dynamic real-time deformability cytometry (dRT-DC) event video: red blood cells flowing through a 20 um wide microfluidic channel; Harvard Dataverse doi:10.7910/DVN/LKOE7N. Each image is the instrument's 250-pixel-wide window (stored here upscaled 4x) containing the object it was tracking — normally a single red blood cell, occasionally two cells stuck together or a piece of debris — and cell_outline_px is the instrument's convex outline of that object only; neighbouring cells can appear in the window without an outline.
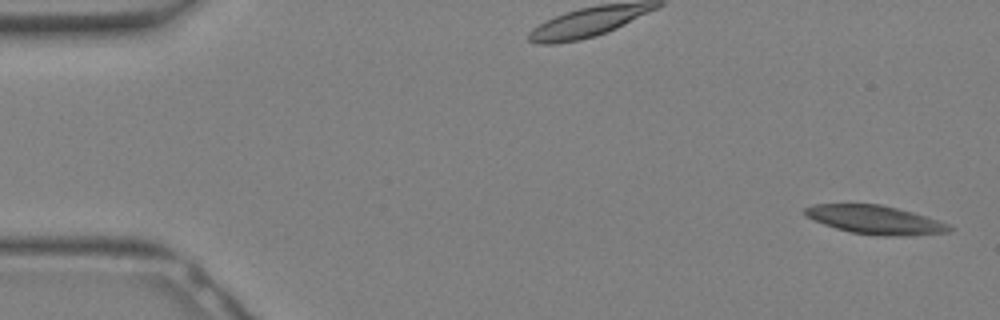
{"species": "Egyptian fruit bat (a non-hibernating species)", "species_latin": "Rousettus aegyptiacus", "temperature_condition": "warm", "stored_images_in_passage": 8, "camera_frame_rate_fps": 3000, "um_per_image_px": 0.085, "animal": {"sex": "female"}, "frame": {"image": 1, "passage_image": 1, "time_ms": 0.0, "image_size_px": [1000, 320], "cell_outline_px": [[956, 228], [948, 232], [912, 236], [884, 236], [852, 232], [836, 228], [824, 224], [804, 216], [804, 208], [812, 204], [880, 204], [912, 212], [948, 224]], "centroid_in_image_um": [74.39, 18.69], "position_along_channel_um": 10.6, "area_um2": 23.99}}